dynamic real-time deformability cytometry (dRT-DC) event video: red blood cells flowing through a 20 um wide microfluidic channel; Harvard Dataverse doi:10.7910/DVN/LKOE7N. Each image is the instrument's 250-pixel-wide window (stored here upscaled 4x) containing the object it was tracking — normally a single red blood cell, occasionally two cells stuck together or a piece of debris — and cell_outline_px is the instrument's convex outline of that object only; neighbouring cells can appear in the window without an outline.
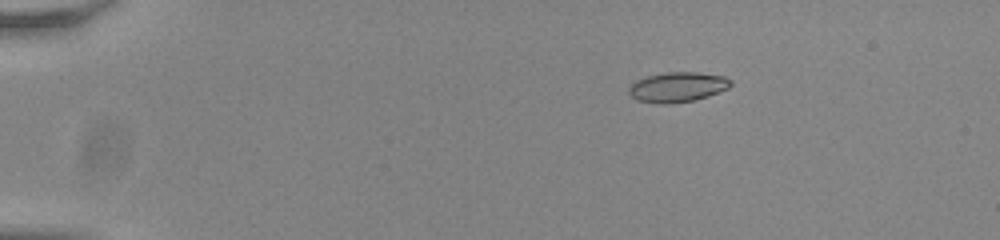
{"species": "common noctule bat (a hibernating species)", "species_latin": "Nyctalus noctula", "temperature_condition": "room temperature", "stored_images_in_passage": 56, "camera_frame_rate_fps": 3000, "um_per_image_px": 0.085, "animal": {"sex": "male", "body_mass_g": 20.0, "forearm_length_mm": 53.3}, "frame": {"image": 1, "passage_image": 11, "time_ms": 3.333, "image_size_px": [1000, 240], "cell_outline_px": [[732, 84], [728, 88], [708, 96], [692, 100], [664, 104], [636, 100], [628, 92], [628, 88], [636, 80], [648, 76], [668, 72], [696, 72], [724, 76], [732, 80]], "centroid_in_image_um": [57.59, 7.39], "position_along_channel_um": 27.4, "area_um2": 17.57}}
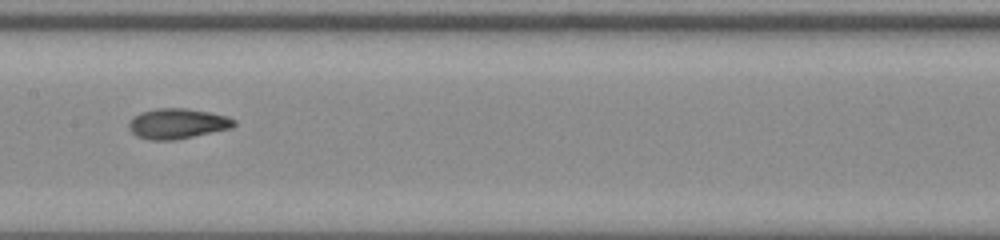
{"frame": {"image": 2, "passage_image": 31, "time_ms": 10.0, "image_size_px": [1000, 240], "cell_outline_px": [[236, 124], [232, 128], [176, 140], [148, 140], [136, 136], [128, 128], [128, 124], [140, 112], [156, 108], [188, 108], [228, 116], [236, 120]], "centroid_in_image_um": [15.1, 10.51], "position_along_channel_um": 192.3, "area_um2": 18.67}}
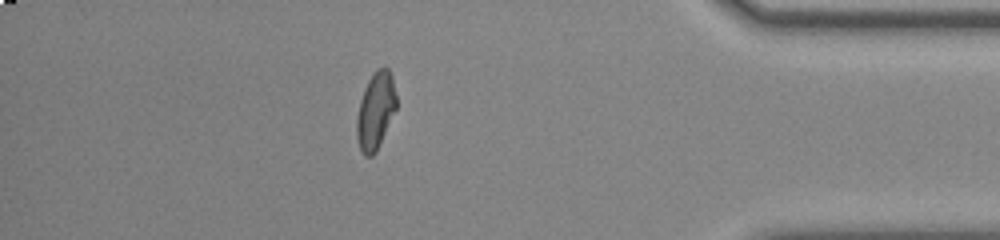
{"frame": {"image": 3, "passage_image": 50, "time_ms": 16.333, "image_size_px": [1000, 240], "cell_outline_px": [[396, 108], [376, 152], [372, 156], [364, 156], [360, 148], [356, 136], [356, 120], [360, 100], [364, 88], [372, 72], [376, 68], [384, 64], [388, 68], [392, 76], [396, 96]], "centroid_in_image_um": [31.91, 9.36], "position_along_channel_um": 403.3, "area_um2": 17.92}, "authors_computed_cell_mechanics": {"area_um2": 17.7735, "velocity_mm_per_s": 3.829, "shape_relaxation_time_tau1_ms": 5.9121, "shape_relaxation_time_tau2_ms": 1.8153, "deformation_change_tau1": 0.1527, "deformation_change_tau2": 0.065}}